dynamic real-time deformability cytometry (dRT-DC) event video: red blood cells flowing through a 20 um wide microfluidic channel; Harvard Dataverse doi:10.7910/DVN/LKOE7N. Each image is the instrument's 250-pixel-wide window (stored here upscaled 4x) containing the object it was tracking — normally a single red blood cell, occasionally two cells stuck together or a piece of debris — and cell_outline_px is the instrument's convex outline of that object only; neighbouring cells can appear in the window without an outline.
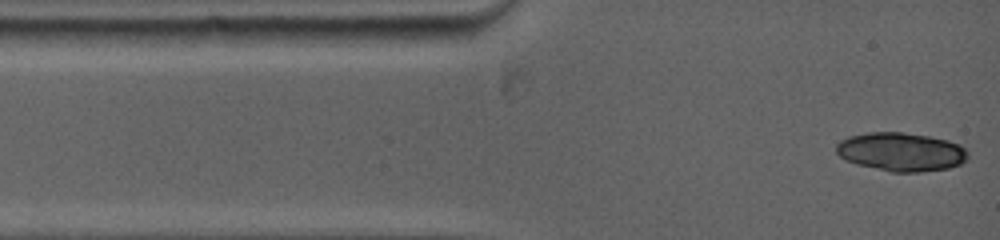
{"species": "common noctule bat (a hibernating species)", "species_latin": "Nyctalus noctula", "temperature_condition": "warm", "stored_images_in_passage": 13, "camera_frame_rate_fps": 5000, "um_per_image_px": 0.085, "animal": {"sex": "female", "body_mass_g": 19.0, "forearm_length_mm": 53.3}, "frame": {"image": 1, "passage_image": 1, "time_ms": 0.0, "image_size_px": [1000, 240], "cell_outline_px": [[968, 156], [960, 164], [948, 168], [920, 172], [892, 172], [856, 164], [844, 160], [836, 152], [836, 144], [840, 140], [848, 136], [868, 132], [904, 132], [928, 136], [948, 140], [960, 144], [968, 152]], "centroid_in_image_um": [76.57, 12.9], "position_along_channel_um": 8.4, "area_um2": 29.77}}